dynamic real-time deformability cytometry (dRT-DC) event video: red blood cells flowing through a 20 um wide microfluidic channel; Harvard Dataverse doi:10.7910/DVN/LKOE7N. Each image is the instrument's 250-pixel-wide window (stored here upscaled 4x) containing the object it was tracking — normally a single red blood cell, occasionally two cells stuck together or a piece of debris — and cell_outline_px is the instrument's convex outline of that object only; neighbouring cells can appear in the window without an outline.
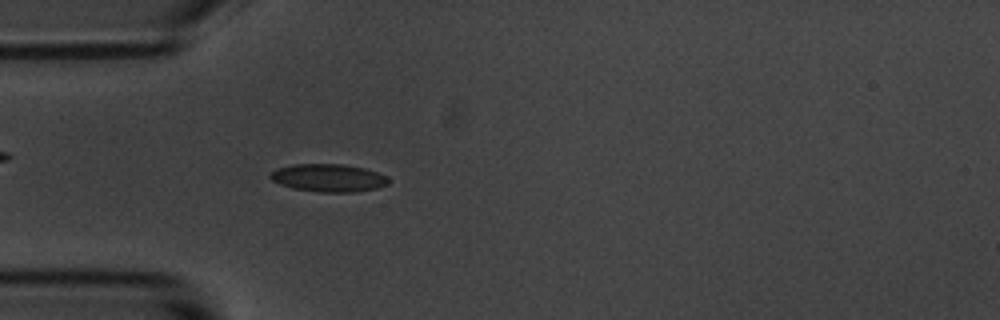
{"species": "common noctule bat (a hibernating species)", "species_latin": "Nyctalus noctula", "temperature_condition": "room temperature", "stored_images_in_passage": 43, "camera_frame_rate_fps": 3000, "um_per_image_px": 0.085, "animal": {"sex": "male", "body_mass_g": 20.1, "forearm_length_mm": 53.5}, "frame": {"image": 1, "passage_image": 8, "time_ms": 2.333, "image_size_px": [1000, 320], "cell_outline_px": [[388, 184], [376, 188], [356, 192], [320, 192], [292, 188], [280, 184], [272, 180], [268, 176], [276, 168], [292, 164], [344, 164], [364, 168], [376, 172], [384, 176], [388, 180]], "centroid_in_image_um": [27.88, 15.11], "position_along_channel_um": 57.1, "area_um2": 19.07}}
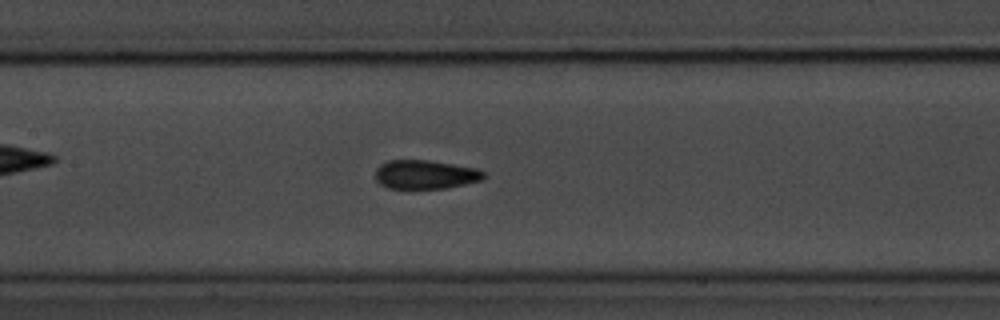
{"frame": {"image": 2, "passage_image": 18, "time_ms": 5.667, "image_size_px": [1000, 320], "cell_outline_px": [[484, 180], [444, 188], [388, 188], [380, 184], [376, 180], [376, 168], [380, 164], [388, 160], [428, 160], [476, 168], [484, 172]], "centroid_in_image_um": [36.13, 14.83], "position_along_channel_um": 171.3, "area_um2": 18.15}}
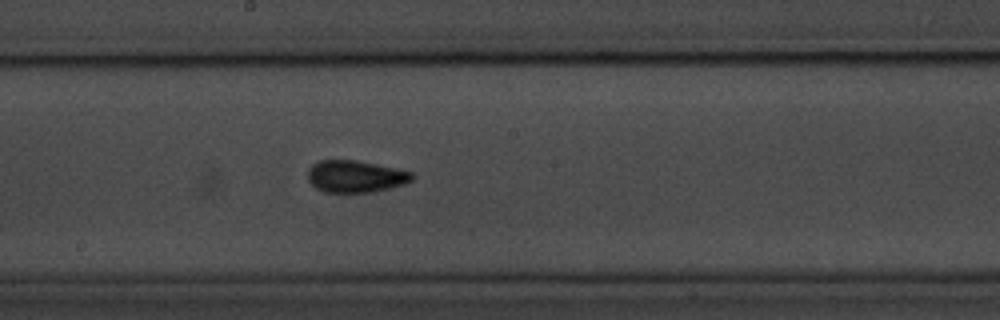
{"frame": {"image": 3, "passage_image": 22, "time_ms": 7.0, "image_size_px": [1000, 320], "cell_outline_px": [[416, 176], [412, 180], [404, 184], [372, 192], [324, 192], [316, 188], [308, 180], [308, 168], [312, 164], [320, 160], [356, 160], [396, 168], [412, 172]], "centroid_in_image_um": [30.21, 14.99], "position_along_channel_um": 218.0, "area_um2": 19.48}, "authors_computed_cell_mechanics": {"area_um2": 18.5538, "velocity_mm_per_s": 3.519, "shape_relaxation_time_tau1_ms": 3.3618, "shape_relaxation_time_tau2_ms": 1.1174, "deformation_change_tau1": 0.1238, "deformation_change_tau2": 0.0809}}